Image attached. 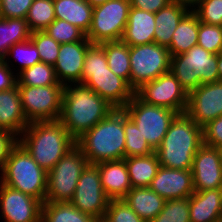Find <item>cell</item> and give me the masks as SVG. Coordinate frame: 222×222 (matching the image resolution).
I'll list each match as a JSON object with an SVG mask.
<instances>
[{"label": "cell", "mask_w": 222, "mask_h": 222, "mask_svg": "<svg viewBox=\"0 0 222 222\" xmlns=\"http://www.w3.org/2000/svg\"><path fill=\"white\" fill-rule=\"evenodd\" d=\"M115 108L94 90L81 83L64 87L59 121L77 140Z\"/></svg>", "instance_id": "1"}, {"label": "cell", "mask_w": 222, "mask_h": 222, "mask_svg": "<svg viewBox=\"0 0 222 222\" xmlns=\"http://www.w3.org/2000/svg\"><path fill=\"white\" fill-rule=\"evenodd\" d=\"M18 142L46 172L76 145L59 120L29 123Z\"/></svg>", "instance_id": "2"}, {"label": "cell", "mask_w": 222, "mask_h": 222, "mask_svg": "<svg viewBox=\"0 0 222 222\" xmlns=\"http://www.w3.org/2000/svg\"><path fill=\"white\" fill-rule=\"evenodd\" d=\"M89 164L125 158L124 109L115 108L76 140Z\"/></svg>", "instance_id": "3"}, {"label": "cell", "mask_w": 222, "mask_h": 222, "mask_svg": "<svg viewBox=\"0 0 222 222\" xmlns=\"http://www.w3.org/2000/svg\"><path fill=\"white\" fill-rule=\"evenodd\" d=\"M203 145V128L186 113L178 114L155 150L160 166L191 170L193 159Z\"/></svg>", "instance_id": "4"}, {"label": "cell", "mask_w": 222, "mask_h": 222, "mask_svg": "<svg viewBox=\"0 0 222 222\" xmlns=\"http://www.w3.org/2000/svg\"><path fill=\"white\" fill-rule=\"evenodd\" d=\"M81 84L94 90L114 108H124L134 95L130 85L109 69L100 44H91L86 51Z\"/></svg>", "instance_id": "5"}, {"label": "cell", "mask_w": 222, "mask_h": 222, "mask_svg": "<svg viewBox=\"0 0 222 222\" xmlns=\"http://www.w3.org/2000/svg\"><path fill=\"white\" fill-rule=\"evenodd\" d=\"M0 175L3 184L45 202L47 172L19 142L11 149Z\"/></svg>", "instance_id": "6"}, {"label": "cell", "mask_w": 222, "mask_h": 222, "mask_svg": "<svg viewBox=\"0 0 222 222\" xmlns=\"http://www.w3.org/2000/svg\"><path fill=\"white\" fill-rule=\"evenodd\" d=\"M217 65V54L196 45L185 53L171 56L170 71L189 94L201 84L218 81Z\"/></svg>", "instance_id": "7"}, {"label": "cell", "mask_w": 222, "mask_h": 222, "mask_svg": "<svg viewBox=\"0 0 222 222\" xmlns=\"http://www.w3.org/2000/svg\"><path fill=\"white\" fill-rule=\"evenodd\" d=\"M88 162L75 145L47 172L45 202H69L76 190L80 175Z\"/></svg>", "instance_id": "8"}, {"label": "cell", "mask_w": 222, "mask_h": 222, "mask_svg": "<svg viewBox=\"0 0 222 222\" xmlns=\"http://www.w3.org/2000/svg\"><path fill=\"white\" fill-rule=\"evenodd\" d=\"M123 109L154 151L160 146L170 124L179 114L165 107L145 103L135 94Z\"/></svg>", "instance_id": "9"}, {"label": "cell", "mask_w": 222, "mask_h": 222, "mask_svg": "<svg viewBox=\"0 0 222 222\" xmlns=\"http://www.w3.org/2000/svg\"><path fill=\"white\" fill-rule=\"evenodd\" d=\"M131 5L130 0H108L93 7L92 23L86 38L92 44L120 41Z\"/></svg>", "instance_id": "10"}, {"label": "cell", "mask_w": 222, "mask_h": 222, "mask_svg": "<svg viewBox=\"0 0 222 222\" xmlns=\"http://www.w3.org/2000/svg\"><path fill=\"white\" fill-rule=\"evenodd\" d=\"M129 56L130 87L134 91L170 71L169 49L157 43L129 46Z\"/></svg>", "instance_id": "11"}, {"label": "cell", "mask_w": 222, "mask_h": 222, "mask_svg": "<svg viewBox=\"0 0 222 222\" xmlns=\"http://www.w3.org/2000/svg\"><path fill=\"white\" fill-rule=\"evenodd\" d=\"M64 87L63 85L18 86L27 122L59 120Z\"/></svg>", "instance_id": "12"}, {"label": "cell", "mask_w": 222, "mask_h": 222, "mask_svg": "<svg viewBox=\"0 0 222 222\" xmlns=\"http://www.w3.org/2000/svg\"><path fill=\"white\" fill-rule=\"evenodd\" d=\"M134 94L143 102L165 107L179 114L185 113L188 94L171 71L142 84Z\"/></svg>", "instance_id": "13"}, {"label": "cell", "mask_w": 222, "mask_h": 222, "mask_svg": "<svg viewBox=\"0 0 222 222\" xmlns=\"http://www.w3.org/2000/svg\"><path fill=\"white\" fill-rule=\"evenodd\" d=\"M109 201L101 185L98 166L88 163L69 202L82 213L93 216L100 222L103 220Z\"/></svg>", "instance_id": "14"}, {"label": "cell", "mask_w": 222, "mask_h": 222, "mask_svg": "<svg viewBox=\"0 0 222 222\" xmlns=\"http://www.w3.org/2000/svg\"><path fill=\"white\" fill-rule=\"evenodd\" d=\"M42 204L0 181V219L4 222H41Z\"/></svg>", "instance_id": "15"}, {"label": "cell", "mask_w": 222, "mask_h": 222, "mask_svg": "<svg viewBox=\"0 0 222 222\" xmlns=\"http://www.w3.org/2000/svg\"><path fill=\"white\" fill-rule=\"evenodd\" d=\"M185 113L202 128L222 116V82L201 84L189 93Z\"/></svg>", "instance_id": "16"}, {"label": "cell", "mask_w": 222, "mask_h": 222, "mask_svg": "<svg viewBox=\"0 0 222 222\" xmlns=\"http://www.w3.org/2000/svg\"><path fill=\"white\" fill-rule=\"evenodd\" d=\"M191 171L195 191L222 188V161L217 148L203 144L194 156Z\"/></svg>", "instance_id": "17"}, {"label": "cell", "mask_w": 222, "mask_h": 222, "mask_svg": "<svg viewBox=\"0 0 222 222\" xmlns=\"http://www.w3.org/2000/svg\"><path fill=\"white\" fill-rule=\"evenodd\" d=\"M92 43L85 37L82 41L60 44L54 64L58 81L63 86L81 83L86 51Z\"/></svg>", "instance_id": "18"}, {"label": "cell", "mask_w": 222, "mask_h": 222, "mask_svg": "<svg viewBox=\"0 0 222 222\" xmlns=\"http://www.w3.org/2000/svg\"><path fill=\"white\" fill-rule=\"evenodd\" d=\"M149 188L165 200L189 198L195 191L192 171L160 166Z\"/></svg>", "instance_id": "19"}, {"label": "cell", "mask_w": 222, "mask_h": 222, "mask_svg": "<svg viewBox=\"0 0 222 222\" xmlns=\"http://www.w3.org/2000/svg\"><path fill=\"white\" fill-rule=\"evenodd\" d=\"M96 165L106 196L110 200L123 199L132 189L125 159L105 161Z\"/></svg>", "instance_id": "20"}, {"label": "cell", "mask_w": 222, "mask_h": 222, "mask_svg": "<svg viewBox=\"0 0 222 222\" xmlns=\"http://www.w3.org/2000/svg\"><path fill=\"white\" fill-rule=\"evenodd\" d=\"M190 222H220L222 188L194 191L189 197Z\"/></svg>", "instance_id": "21"}, {"label": "cell", "mask_w": 222, "mask_h": 222, "mask_svg": "<svg viewBox=\"0 0 222 222\" xmlns=\"http://www.w3.org/2000/svg\"><path fill=\"white\" fill-rule=\"evenodd\" d=\"M27 122L20 100L17 84L11 89L0 91V127L19 137Z\"/></svg>", "instance_id": "22"}, {"label": "cell", "mask_w": 222, "mask_h": 222, "mask_svg": "<svg viewBox=\"0 0 222 222\" xmlns=\"http://www.w3.org/2000/svg\"><path fill=\"white\" fill-rule=\"evenodd\" d=\"M155 13L131 7L121 41L129 46L154 42Z\"/></svg>", "instance_id": "23"}, {"label": "cell", "mask_w": 222, "mask_h": 222, "mask_svg": "<svg viewBox=\"0 0 222 222\" xmlns=\"http://www.w3.org/2000/svg\"><path fill=\"white\" fill-rule=\"evenodd\" d=\"M189 11L184 5L170 2L155 13L154 43L168 48L179 22Z\"/></svg>", "instance_id": "24"}, {"label": "cell", "mask_w": 222, "mask_h": 222, "mask_svg": "<svg viewBox=\"0 0 222 222\" xmlns=\"http://www.w3.org/2000/svg\"><path fill=\"white\" fill-rule=\"evenodd\" d=\"M123 200L146 222L154 219L162 211L166 201L149 187L132 188Z\"/></svg>", "instance_id": "25"}, {"label": "cell", "mask_w": 222, "mask_h": 222, "mask_svg": "<svg viewBox=\"0 0 222 222\" xmlns=\"http://www.w3.org/2000/svg\"><path fill=\"white\" fill-rule=\"evenodd\" d=\"M56 19L68 21L85 34L92 23L93 7L86 0H53Z\"/></svg>", "instance_id": "26"}, {"label": "cell", "mask_w": 222, "mask_h": 222, "mask_svg": "<svg viewBox=\"0 0 222 222\" xmlns=\"http://www.w3.org/2000/svg\"><path fill=\"white\" fill-rule=\"evenodd\" d=\"M199 20L190 10L179 22L168 47L171 56L187 52L198 43Z\"/></svg>", "instance_id": "27"}, {"label": "cell", "mask_w": 222, "mask_h": 222, "mask_svg": "<svg viewBox=\"0 0 222 222\" xmlns=\"http://www.w3.org/2000/svg\"><path fill=\"white\" fill-rule=\"evenodd\" d=\"M132 188L149 187L160 167L156 152L146 156L124 158Z\"/></svg>", "instance_id": "28"}, {"label": "cell", "mask_w": 222, "mask_h": 222, "mask_svg": "<svg viewBox=\"0 0 222 222\" xmlns=\"http://www.w3.org/2000/svg\"><path fill=\"white\" fill-rule=\"evenodd\" d=\"M30 36L26 19L0 17V61L6 58L10 47L29 40Z\"/></svg>", "instance_id": "29"}, {"label": "cell", "mask_w": 222, "mask_h": 222, "mask_svg": "<svg viewBox=\"0 0 222 222\" xmlns=\"http://www.w3.org/2000/svg\"><path fill=\"white\" fill-rule=\"evenodd\" d=\"M41 222H99L93 216L82 213L70 202H44Z\"/></svg>", "instance_id": "30"}, {"label": "cell", "mask_w": 222, "mask_h": 222, "mask_svg": "<svg viewBox=\"0 0 222 222\" xmlns=\"http://www.w3.org/2000/svg\"><path fill=\"white\" fill-rule=\"evenodd\" d=\"M100 45L104 48L109 69L130 85L129 45L121 40L104 42Z\"/></svg>", "instance_id": "31"}, {"label": "cell", "mask_w": 222, "mask_h": 222, "mask_svg": "<svg viewBox=\"0 0 222 222\" xmlns=\"http://www.w3.org/2000/svg\"><path fill=\"white\" fill-rule=\"evenodd\" d=\"M17 86H50L62 85L57 79L52 65L38 62L16 75Z\"/></svg>", "instance_id": "32"}, {"label": "cell", "mask_w": 222, "mask_h": 222, "mask_svg": "<svg viewBox=\"0 0 222 222\" xmlns=\"http://www.w3.org/2000/svg\"><path fill=\"white\" fill-rule=\"evenodd\" d=\"M11 58H14L15 62H12L14 60H11ZM3 61L11 69L13 68L12 70L14 73L16 72V75L22 70L28 67H32L38 62H41L37 48L30 39L21 43L14 44L12 47H10L7 56L6 58H4ZM13 63H17L18 66L17 64L15 66Z\"/></svg>", "instance_id": "33"}, {"label": "cell", "mask_w": 222, "mask_h": 222, "mask_svg": "<svg viewBox=\"0 0 222 222\" xmlns=\"http://www.w3.org/2000/svg\"><path fill=\"white\" fill-rule=\"evenodd\" d=\"M125 158L146 156L155 151L149 146L136 124L124 111Z\"/></svg>", "instance_id": "34"}, {"label": "cell", "mask_w": 222, "mask_h": 222, "mask_svg": "<svg viewBox=\"0 0 222 222\" xmlns=\"http://www.w3.org/2000/svg\"><path fill=\"white\" fill-rule=\"evenodd\" d=\"M55 19L53 0H34L26 17L31 32L44 31Z\"/></svg>", "instance_id": "35"}, {"label": "cell", "mask_w": 222, "mask_h": 222, "mask_svg": "<svg viewBox=\"0 0 222 222\" xmlns=\"http://www.w3.org/2000/svg\"><path fill=\"white\" fill-rule=\"evenodd\" d=\"M149 222H190L189 198L166 200L162 211Z\"/></svg>", "instance_id": "36"}, {"label": "cell", "mask_w": 222, "mask_h": 222, "mask_svg": "<svg viewBox=\"0 0 222 222\" xmlns=\"http://www.w3.org/2000/svg\"><path fill=\"white\" fill-rule=\"evenodd\" d=\"M59 44L82 41L86 34L68 21L55 19L45 30Z\"/></svg>", "instance_id": "37"}, {"label": "cell", "mask_w": 222, "mask_h": 222, "mask_svg": "<svg viewBox=\"0 0 222 222\" xmlns=\"http://www.w3.org/2000/svg\"><path fill=\"white\" fill-rule=\"evenodd\" d=\"M30 40L35 44L41 62L54 66L60 44L45 31L31 32Z\"/></svg>", "instance_id": "38"}, {"label": "cell", "mask_w": 222, "mask_h": 222, "mask_svg": "<svg viewBox=\"0 0 222 222\" xmlns=\"http://www.w3.org/2000/svg\"><path fill=\"white\" fill-rule=\"evenodd\" d=\"M198 46L212 54L222 52V26L210 25L199 21Z\"/></svg>", "instance_id": "39"}, {"label": "cell", "mask_w": 222, "mask_h": 222, "mask_svg": "<svg viewBox=\"0 0 222 222\" xmlns=\"http://www.w3.org/2000/svg\"><path fill=\"white\" fill-rule=\"evenodd\" d=\"M101 222H146L123 200H110Z\"/></svg>", "instance_id": "40"}, {"label": "cell", "mask_w": 222, "mask_h": 222, "mask_svg": "<svg viewBox=\"0 0 222 222\" xmlns=\"http://www.w3.org/2000/svg\"><path fill=\"white\" fill-rule=\"evenodd\" d=\"M192 11L200 22L222 26V0H199Z\"/></svg>", "instance_id": "41"}, {"label": "cell", "mask_w": 222, "mask_h": 222, "mask_svg": "<svg viewBox=\"0 0 222 222\" xmlns=\"http://www.w3.org/2000/svg\"><path fill=\"white\" fill-rule=\"evenodd\" d=\"M34 0H0V17L26 19Z\"/></svg>", "instance_id": "42"}, {"label": "cell", "mask_w": 222, "mask_h": 222, "mask_svg": "<svg viewBox=\"0 0 222 222\" xmlns=\"http://www.w3.org/2000/svg\"><path fill=\"white\" fill-rule=\"evenodd\" d=\"M203 144L214 148L222 145V116L203 127Z\"/></svg>", "instance_id": "43"}, {"label": "cell", "mask_w": 222, "mask_h": 222, "mask_svg": "<svg viewBox=\"0 0 222 222\" xmlns=\"http://www.w3.org/2000/svg\"><path fill=\"white\" fill-rule=\"evenodd\" d=\"M18 143V137L3 130L0 133V171L3 170L11 149Z\"/></svg>", "instance_id": "44"}, {"label": "cell", "mask_w": 222, "mask_h": 222, "mask_svg": "<svg viewBox=\"0 0 222 222\" xmlns=\"http://www.w3.org/2000/svg\"><path fill=\"white\" fill-rule=\"evenodd\" d=\"M170 2L171 0H130V5L131 7L142 11L157 13Z\"/></svg>", "instance_id": "45"}, {"label": "cell", "mask_w": 222, "mask_h": 222, "mask_svg": "<svg viewBox=\"0 0 222 222\" xmlns=\"http://www.w3.org/2000/svg\"><path fill=\"white\" fill-rule=\"evenodd\" d=\"M16 83V73L4 61H0V91L11 89Z\"/></svg>", "instance_id": "46"}, {"label": "cell", "mask_w": 222, "mask_h": 222, "mask_svg": "<svg viewBox=\"0 0 222 222\" xmlns=\"http://www.w3.org/2000/svg\"><path fill=\"white\" fill-rule=\"evenodd\" d=\"M171 2L184 5L190 10H192L198 4L199 0H171Z\"/></svg>", "instance_id": "47"}, {"label": "cell", "mask_w": 222, "mask_h": 222, "mask_svg": "<svg viewBox=\"0 0 222 222\" xmlns=\"http://www.w3.org/2000/svg\"><path fill=\"white\" fill-rule=\"evenodd\" d=\"M218 81L222 82V52L217 54Z\"/></svg>", "instance_id": "48"}, {"label": "cell", "mask_w": 222, "mask_h": 222, "mask_svg": "<svg viewBox=\"0 0 222 222\" xmlns=\"http://www.w3.org/2000/svg\"><path fill=\"white\" fill-rule=\"evenodd\" d=\"M86 1H88L92 7H96V6L102 5L108 0H86Z\"/></svg>", "instance_id": "49"}, {"label": "cell", "mask_w": 222, "mask_h": 222, "mask_svg": "<svg viewBox=\"0 0 222 222\" xmlns=\"http://www.w3.org/2000/svg\"><path fill=\"white\" fill-rule=\"evenodd\" d=\"M218 151H219V155H220V159L222 161V145L217 147Z\"/></svg>", "instance_id": "50"}]
</instances>
